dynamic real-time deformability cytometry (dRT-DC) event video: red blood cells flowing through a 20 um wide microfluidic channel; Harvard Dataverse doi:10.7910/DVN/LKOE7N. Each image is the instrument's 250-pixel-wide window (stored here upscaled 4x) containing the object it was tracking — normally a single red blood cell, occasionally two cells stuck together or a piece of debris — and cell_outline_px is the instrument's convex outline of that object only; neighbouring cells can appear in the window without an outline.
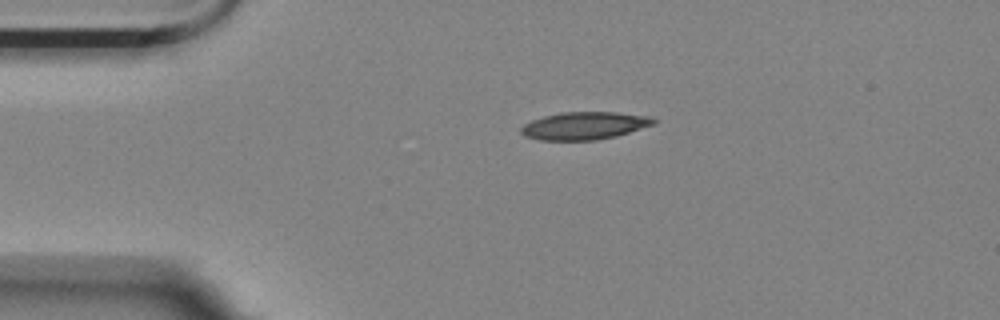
{"species": "Egyptian fruit bat (a non-hibernating species)", "species_latin": "Rousettus aegyptiacus", "temperature_condition": "room temperature", "stored_images_in_passage": 1, "camera_frame_rate_fps": 3000, "um_per_image_px": 0.085, "animal": {"sex": "female"}, "frame": {"image": 1, "passage_image": 1, "time_ms": 0.0, "image_size_px": [1000, 320], "cell_outline_px": [[656, 124], [616, 136], [596, 140], [540, 140], [524, 136], [520, 132], [520, 128], [524, 124], [532, 120], [544, 116], [560, 112], [616, 112], [652, 116], [656, 120]], "centroid_in_image_um": [49.69, 10.68], "position_along_channel_um": 35.3, "area_um2": 21.5}}